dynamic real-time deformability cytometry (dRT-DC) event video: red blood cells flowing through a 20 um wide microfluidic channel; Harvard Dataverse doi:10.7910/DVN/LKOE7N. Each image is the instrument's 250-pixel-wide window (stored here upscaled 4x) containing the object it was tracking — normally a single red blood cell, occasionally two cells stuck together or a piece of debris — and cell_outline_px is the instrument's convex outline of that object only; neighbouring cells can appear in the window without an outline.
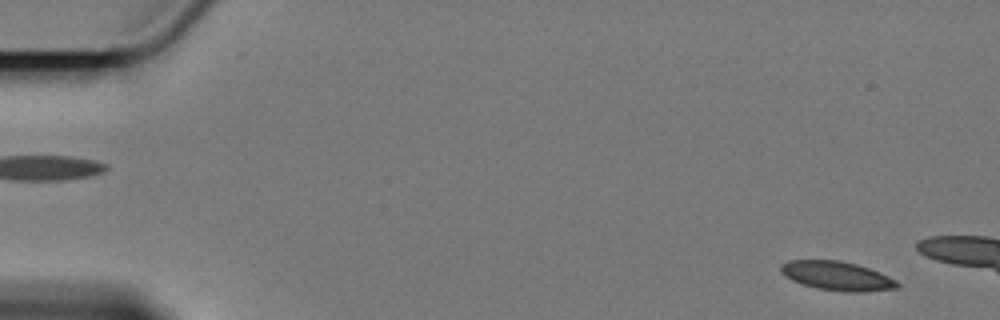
{"species": "Egyptian fruit bat (a non-hibernating species)", "species_latin": "Rousettus aegyptiacus", "temperature_condition": "cold", "stored_images_in_passage": 15, "camera_frame_rate_fps": 3000, "um_per_image_px": 0.085, "animal": {"sex": "female"}, "frame": {"image": 1, "passage_image": 4, "time_ms": 1.0, "image_size_px": [1000, 320], "cell_outline_px": [[900, 288], [864, 292], [844, 292], [816, 288], [792, 280], [784, 276], [780, 272], [780, 264], [788, 260], [840, 260], [856, 264], [880, 272], [896, 280], [900, 284]], "centroid_in_image_um": [71.15, 23.45], "position_along_channel_um": 13.8, "area_um2": 19.88}}